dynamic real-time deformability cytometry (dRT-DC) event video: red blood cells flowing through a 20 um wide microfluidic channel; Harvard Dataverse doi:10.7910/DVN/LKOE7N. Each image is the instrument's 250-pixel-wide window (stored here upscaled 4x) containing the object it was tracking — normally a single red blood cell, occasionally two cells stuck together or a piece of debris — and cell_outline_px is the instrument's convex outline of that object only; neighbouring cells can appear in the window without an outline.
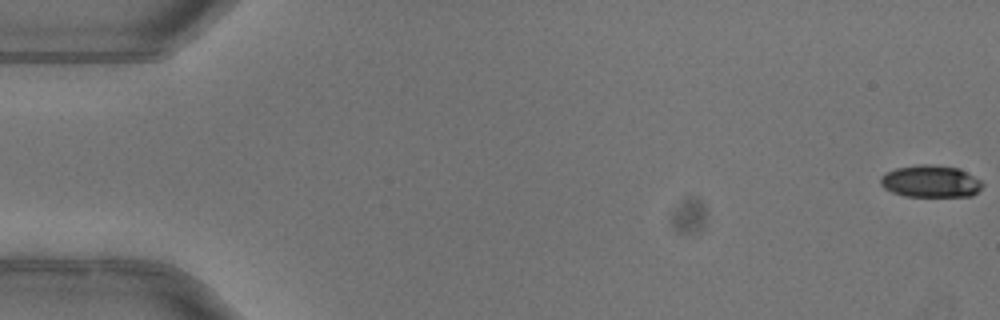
{"species": "common noctule bat (a hibernating species)", "species_latin": "Nyctalus noctula", "temperature_condition": "warm", "stored_images_in_passage": 52, "camera_frame_rate_fps": 3000, "um_per_image_px": 0.085, "animal": {"sex": "female"}, "frame": {"image": 1, "passage_image": 1, "time_ms": 0.0, "image_size_px": [1000, 320], "cell_outline_px": [[984, 184], [972, 196], [904, 196], [892, 192], [884, 188], [880, 184], [880, 176], [896, 168], [916, 164], [932, 164], [956, 168], [980, 180]], "centroid_in_image_um": [79.06, 15.41], "position_along_channel_um": 5.9, "area_um2": 18.9}}
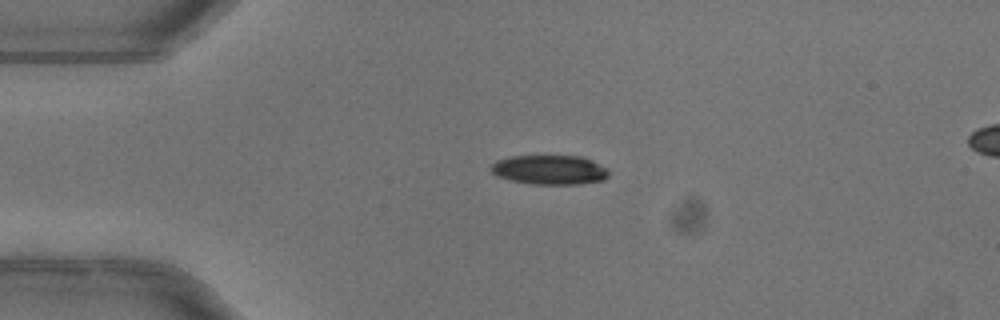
{"frame": {"image": 2, "passage_image": 13, "time_ms": 4.0, "image_size_px": [1000, 320], "cell_outline_px": [[608, 176], [604, 180], [580, 184], [532, 184], [508, 180], [496, 176], [492, 172], [492, 164], [496, 160], [512, 156], [584, 156], [608, 168]], "centroid_in_image_um": [46.74, 14.43], "position_along_channel_um": 38.3, "area_um2": 20.35}}
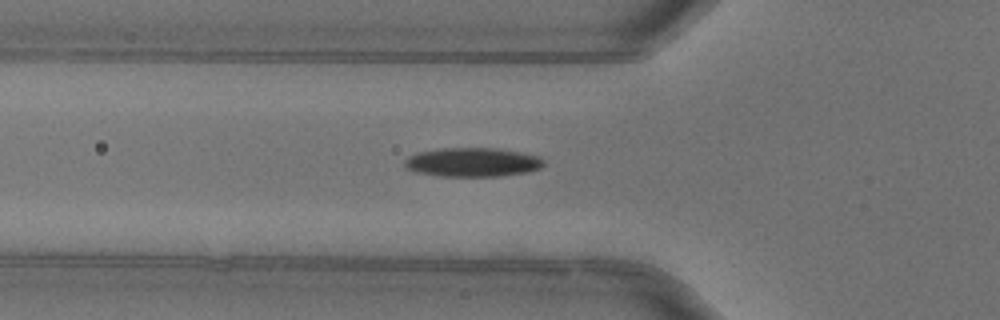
{"frame": {"image": 3, "passage_image": 19, "time_ms": 6.0, "image_size_px": [1000, 320], "cell_outline_px": [[544, 164], [540, 168], [528, 172], [500, 176], [440, 176], [412, 172], [404, 168], [404, 160], [408, 156], [420, 152], [440, 148], [496, 148], [520, 152], [540, 156], [544, 160]], "centroid_in_image_um": [40.14, 13.79], "position_along_channel_um": 85.7, "area_um2": 23.76}, "authors_computed_cell_mechanics": {"area_um2": 21.964, "velocity_mm_per_s": 4.029, "shape_relaxation_time_tau1_ms": 4.8747, "shape_relaxation_time_tau2_ms": null, "deformation_change_tau1": 0.1689, "deformation_change_tau2": null}}